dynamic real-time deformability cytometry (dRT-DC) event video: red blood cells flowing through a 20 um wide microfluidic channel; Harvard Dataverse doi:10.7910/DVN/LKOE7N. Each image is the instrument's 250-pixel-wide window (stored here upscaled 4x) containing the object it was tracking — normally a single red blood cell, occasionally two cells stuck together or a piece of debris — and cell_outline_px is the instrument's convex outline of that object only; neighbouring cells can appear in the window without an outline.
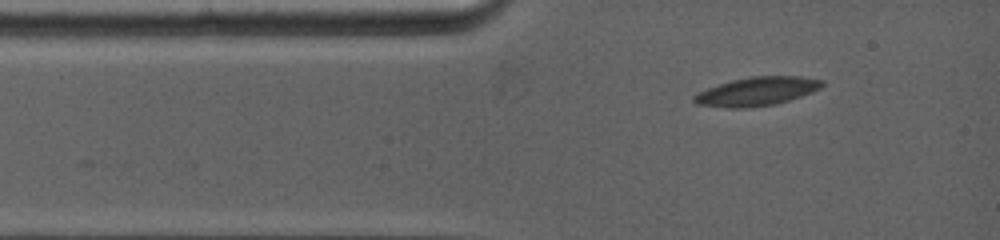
{"species": "common noctule bat (a hibernating species)", "species_latin": "Nyctalus noctula", "temperature_condition": "warm", "stored_images_in_passage": 3, "camera_frame_rate_fps": 5000, "um_per_image_px": 0.085, "animal": {"sex": "female", "body_mass_g": 19.0, "forearm_length_mm": 53.3}, "frame": {"image": 1, "passage_image": 1, "time_ms": 0.0, "image_size_px": [1000, 240], "cell_outline_px": [[824, 84], [820, 88], [812, 92], [776, 104], [748, 108], [728, 108], [696, 104], [692, 100], [692, 96], [708, 88], [732, 80], [752, 76], [800, 76], [824, 80]], "centroid_in_image_um": [64.34, 7.77], "position_along_channel_um": 20.7, "area_um2": 21.33}}
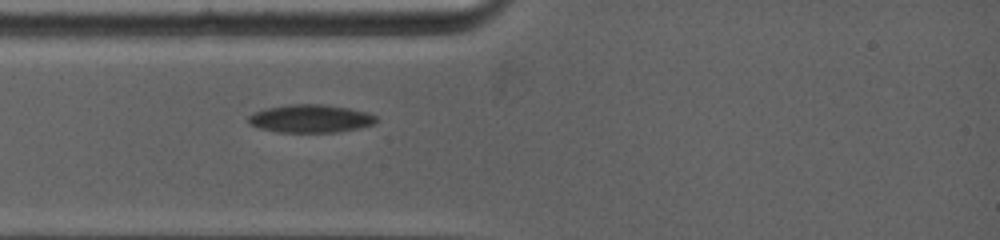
{"frame": {"image": 2, "passage_image": 3, "time_ms": 1.6, "image_size_px": [1000, 240], "cell_outline_px": [[376, 120], [372, 124], [360, 128], [336, 132], [276, 132], [260, 128], [248, 124], [248, 116], [252, 112], [264, 108], [288, 104], [324, 104], [348, 108], [368, 112], [376, 116]], "centroid_in_image_um": [26.34, 10.07], "position_along_channel_um": 58.7, "area_um2": 21.04}}